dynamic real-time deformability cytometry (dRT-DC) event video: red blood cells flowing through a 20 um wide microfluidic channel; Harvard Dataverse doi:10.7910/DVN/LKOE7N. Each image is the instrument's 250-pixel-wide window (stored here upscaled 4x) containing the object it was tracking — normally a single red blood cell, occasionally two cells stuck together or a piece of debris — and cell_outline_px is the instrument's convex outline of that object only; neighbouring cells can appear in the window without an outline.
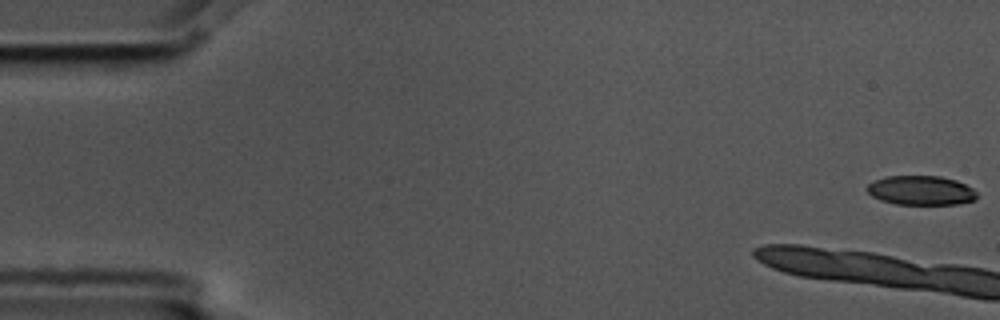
{"species": "common noctule bat (a hibernating species)", "species_latin": "Nyctalus noctula", "temperature_condition": "cold", "stored_images_in_passage": 4, "camera_frame_rate_fps": 3000, "um_per_image_px": 0.085, "animal": {"sex": "male", "body_mass_g": 17.5, "forearm_length_mm": 52.3}, "frame": {"image": 1, "passage_image": 1, "time_ms": 0.0, "image_size_px": [1000, 320], "cell_outline_px": [[976, 200], [960, 204], [896, 204], [880, 200], [872, 196], [864, 188], [868, 184], [884, 176], [940, 176], [956, 180], [972, 188], [976, 192]], "centroid_in_image_um": [78.27, 16.18], "position_along_channel_um": 6.7, "area_um2": 18.84}}